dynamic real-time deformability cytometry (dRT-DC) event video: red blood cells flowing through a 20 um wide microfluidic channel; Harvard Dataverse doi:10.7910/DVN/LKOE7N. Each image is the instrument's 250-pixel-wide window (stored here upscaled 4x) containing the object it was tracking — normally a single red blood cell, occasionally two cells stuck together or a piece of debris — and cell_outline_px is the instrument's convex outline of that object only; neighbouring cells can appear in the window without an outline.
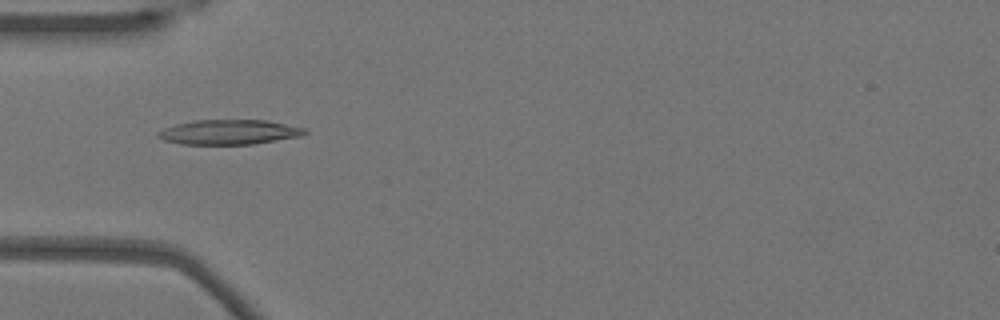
{"species": "Egyptian fruit bat (a non-hibernating species)", "species_latin": "Rousettus aegyptiacus", "temperature_condition": "warm", "stored_images_in_passage": 33, "camera_frame_rate_fps": 3000, "um_per_image_px": 0.085, "animal": {"sex": "female"}, "frame": {"image": 1, "passage_image": 7, "time_ms": 2.0, "image_size_px": [1000, 320], "cell_outline_px": [[308, 132], [300, 136], [252, 144], [180, 144], [164, 140], [156, 136], [156, 132], [164, 128], [176, 124], [196, 120], [268, 120], [304, 128]], "centroid_in_image_um": [19.44, 11.22], "position_along_channel_um": 65.6, "area_um2": 21.1}}
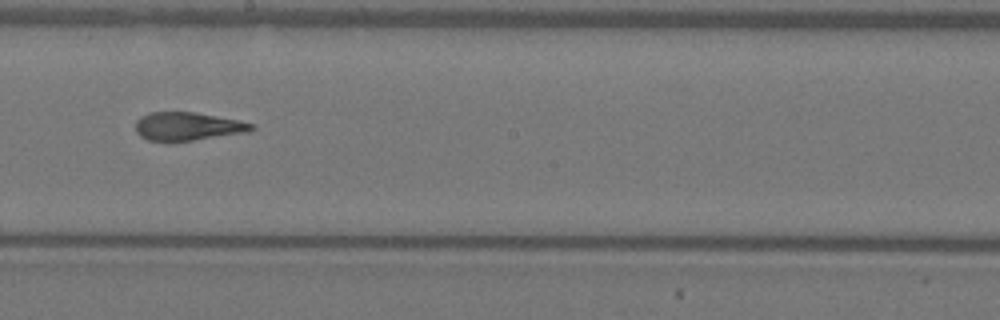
{"frame": {"image": 2, "passage_image": 20, "time_ms": 6.333, "image_size_px": [1000, 320], "cell_outline_px": [[256, 128], [248, 132], [192, 140], [148, 140], [140, 136], [136, 132], [136, 120], [140, 116], [148, 112], [192, 112], [240, 120], [256, 124]], "centroid_in_image_um": [15.97, 10.72], "position_along_channel_um": 232.2, "area_um2": 18.96}}
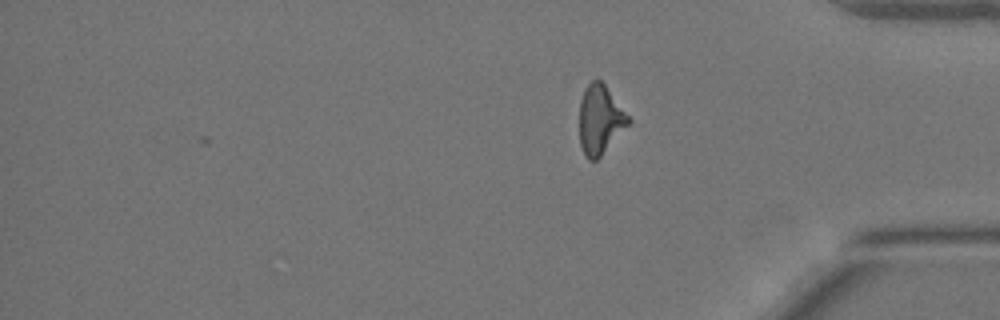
{"frame": {"image": 3, "passage_image": 33, "time_ms": 10.667, "image_size_px": [1000, 320], "cell_outline_px": [[632, 120], [600, 156], [596, 160], [588, 160], [584, 156], [580, 144], [580, 100], [584, 88], [592, 80], [600, 80], [604, 84]], "centroid_in_image_um": [50.98, 10.17], "position_along_channel_um": 384.2, "area_um2": 19.42}, "authors_computed_cell_mechanics": {"area_um2": 19.8254, "velocity_mm_per_s": 3.8415, "shape_relaxation_time_tau1_ms": 9.6923, "shape_relaxation_time_tau2_ms": 1.7221, "deformation_change_tau1": 0.2944, "deformation_change_tau2": 0.0906}}